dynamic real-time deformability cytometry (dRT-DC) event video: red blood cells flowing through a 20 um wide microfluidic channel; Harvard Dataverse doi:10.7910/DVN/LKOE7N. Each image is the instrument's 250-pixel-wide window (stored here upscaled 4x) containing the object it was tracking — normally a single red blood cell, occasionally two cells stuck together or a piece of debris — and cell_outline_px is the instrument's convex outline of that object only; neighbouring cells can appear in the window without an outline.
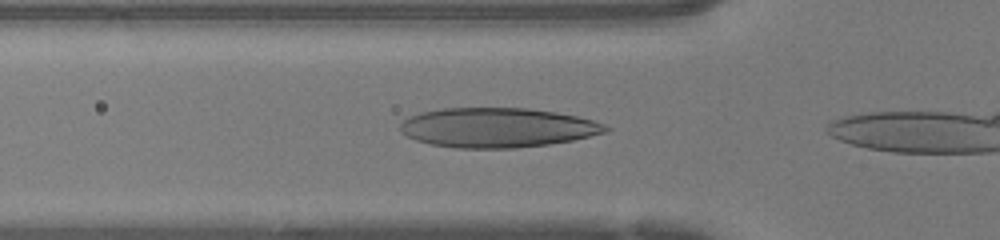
{"species": "human", "species_latin": "Homo sapiens", "temperature_condition": "warm", "stored_images_in_passage": 4, "camera_frame_rate_fps": 3000, "um_per_image_px": 0.085, "donor": {"sex": "female"}, "frame": {"image": 1, "passage_image": 2, "time_ms": 0.333, "image_size_px": [1000, 240], "cell_outline_px": [[612, 128], [604, 132], [572, 140], [548, 144], [516, 148], [456, 148], [432, 144], [416, 140], [400, 132], [400, 124], [408, 116], [420, 112], [444, 108], [528, 108], [556, 112], [576, 116], [592, 120], [604, 124]], "centroid_in_image_um": [42.25, 10.84], "position_along_channel_um": 83.6, "area_um2": 47.28}}